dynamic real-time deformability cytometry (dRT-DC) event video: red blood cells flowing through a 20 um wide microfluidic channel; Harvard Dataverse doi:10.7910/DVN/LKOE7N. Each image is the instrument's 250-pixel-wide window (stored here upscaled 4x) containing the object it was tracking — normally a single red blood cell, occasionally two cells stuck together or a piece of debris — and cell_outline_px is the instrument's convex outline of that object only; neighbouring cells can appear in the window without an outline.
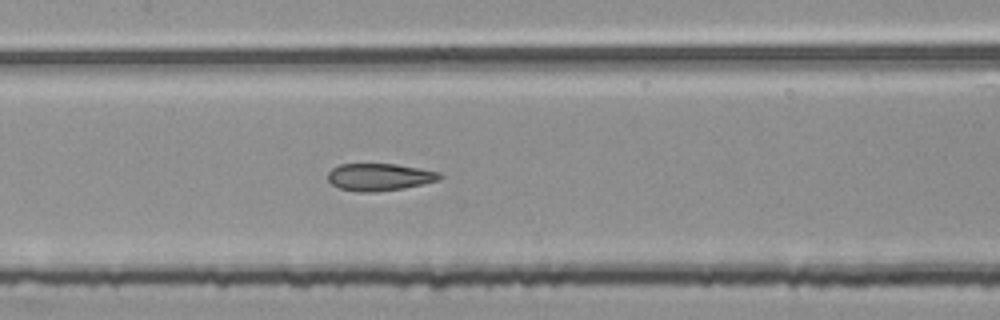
{"species": "common noctule bat (a hibernating species)", "species_latin": "Nyctalus noctula", "temperature_condition": "room temperature", "stored_images_in_passage": 36, "camera_frame_rate_fps": 3000, "um_per_image_px": 0.085, "animal": {"sex": "female", "body_mass_g": 25.1}, "frame": {"image": 1, "passage_image": 7, "time_ms": 2.0, "image_size_px": [1000, 320], "cell_outline_px": [[444, 176], [440, 180], [424, 184], [404, 188], [376, 192], [356, 192], [340, 188], [332, 184], [328, 180], [328, 172], [332, 168], [340, 164], [396, 164], [420, 168], [440, 172]], "centroid_in_image_um": [32.29, 15.05], "position_along_channel_um": 175.1, "area_um2": 17.98}}
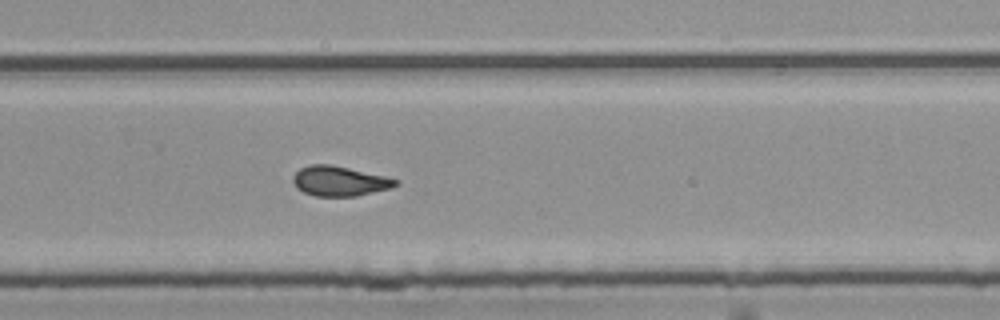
{"frame": {"image": 2, "passage_image": 17, "time_ms": 5.333, "image_size_px": [1000, 320], "cell_outline_px": [[400, 184], [392, 188], [356, 196], [316, 196], [304, 192], [296, 188], [292, 180], [292, 176], [300, 168], [308, 164], [332, 164], [384, 176], [400, 180]], "centroid_in_image_um": [28.86, 15.39], "position_along_channel_um": 300.9, "area_um2": 18.03}}
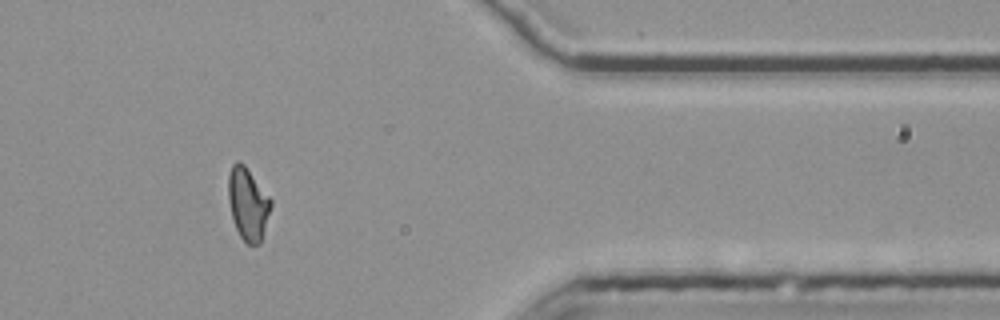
{"frame": {"image": 3, "passage_image": 26, "time_ms": 8.333, "image_size_px": [1000, 320], "cell_outline_px": [[272, 204], [260, 244], [248, 244], [240, 236], [236, 228], [232, 216], [228, 200], [228, 176], [232, 164], [236, 160], [240, 160], [244, 164], [272, 200]], "centroid_in_image_um": [21.06, 17.3], "position_along_channel_um": 390.3, "area_um2": 17.86}}